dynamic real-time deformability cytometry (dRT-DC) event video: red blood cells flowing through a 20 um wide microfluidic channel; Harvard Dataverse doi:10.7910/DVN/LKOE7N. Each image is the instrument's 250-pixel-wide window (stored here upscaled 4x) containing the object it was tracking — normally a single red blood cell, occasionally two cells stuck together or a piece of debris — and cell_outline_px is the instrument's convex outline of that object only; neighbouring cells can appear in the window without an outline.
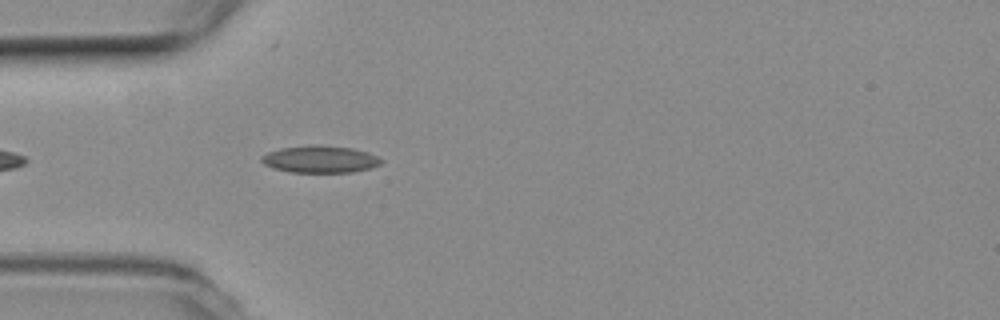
{"species": "common noctule bat (a hibernating species)", "species_latin": "Nyctalus noctula", "temperature_condition": "room temperature", "stored_images_in_passage": 8, "camera_frame_rate_fps": 3000, "um_per_image_px": 0.085, "animal": {"sex": "female", "body_mass_g": 19.3, "forearm_length_mm": 54.1}, "frame": {"image": 1, "passage_image": 4, "time_ms": 1.0, "image_size_px": [1000, 320], "cell_outline_px": [[384, 160], [380, 164], [372, 168], [352, 172], [288, 172], [272, 168], [264, 164], [260, 160], [260, 156], [268, 152], [280, 148], [352, 148], [368, 152]], "centroid_in_image_um": [27.21, 13.59], "position_along_channel_um": 57.8, "area_um2": 18.03}}